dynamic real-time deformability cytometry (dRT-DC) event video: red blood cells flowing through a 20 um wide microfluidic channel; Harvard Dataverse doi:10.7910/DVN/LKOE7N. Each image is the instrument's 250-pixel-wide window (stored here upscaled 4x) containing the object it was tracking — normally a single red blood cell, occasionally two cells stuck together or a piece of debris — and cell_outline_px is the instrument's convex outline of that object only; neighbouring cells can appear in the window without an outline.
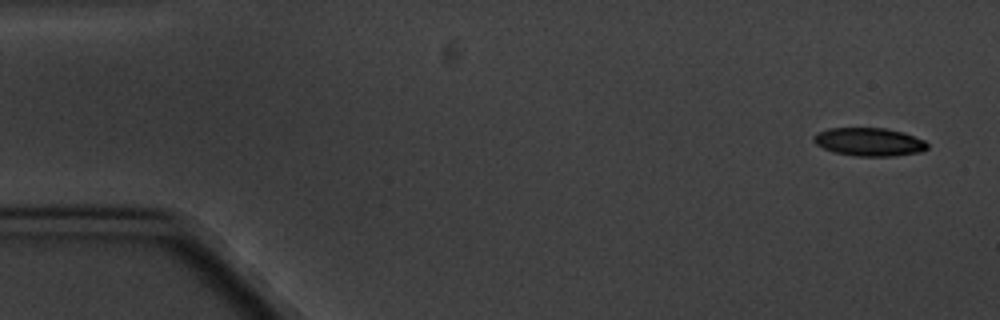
{"species": "common noctule bat (a hibernating species)", "species_latin": "Nyctalus noctula", "temperature_condition": "cold", "stored_images_in_passage": 5, "camera_frame_rate_fps": 3000, "um_per_image_px": 0.085, "animal": {"sex": "male", "body_mass_g": 20.1, "forearm_length_mm": 53.5}, "frame": {"image": 1, "passage_image": 1, "time_ms": 0.0, "image_size_px": [1000, 320], "cell_outline_px": [[928, 148], [920, 152], [892, 156], [856, 156], [836, 152], [824, 148], [816, 144], [812, 140], [812, 136], [828, 128], [884, 128], [904, 132], [924, 140], [928, 144]], "centroid_in_image_um": [73.89, 12.05], "position_along_channel_um": 11.1, "area_um2": 18.61}}
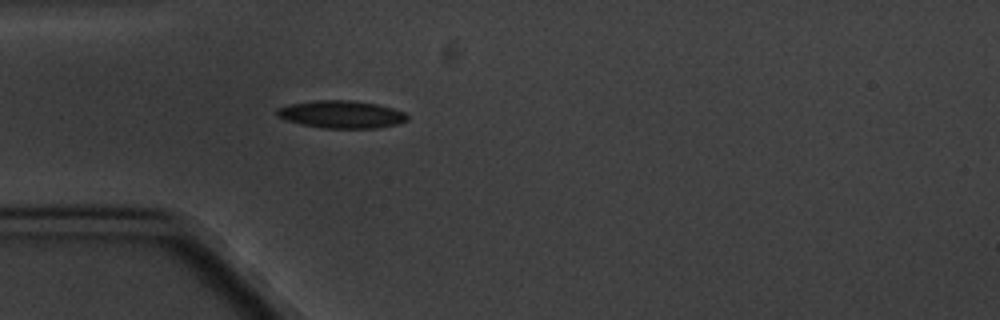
{"frame": {"image": 2, "passage_image": 5, "time_ms": 4.667, "image_size_px": [1000, 320], "cell_outline_px": [[408, 120], [396, 124], [376, 128], [320, 128], [300, 124], [284, 120], [276, 116], [276, 108], [288, 104], [316, 100], [348, 100], [376, 104], [392, 108], [404, 112], [408, 116]], "centroid_in_image_um": [28.95, 9.72], "position_along_channel_um": 56.0, "area_um2": 21.04}}